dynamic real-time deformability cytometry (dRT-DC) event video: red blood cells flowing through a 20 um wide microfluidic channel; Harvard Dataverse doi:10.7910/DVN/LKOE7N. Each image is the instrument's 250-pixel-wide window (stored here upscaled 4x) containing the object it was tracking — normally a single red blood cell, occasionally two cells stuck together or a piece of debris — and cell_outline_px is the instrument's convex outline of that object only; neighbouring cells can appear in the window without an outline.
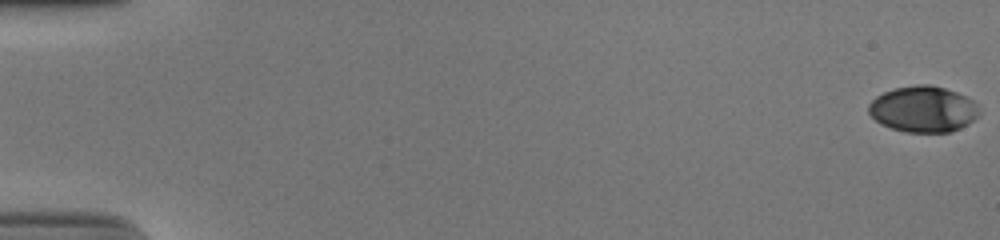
{"species": "human", "species_latin": "Homo sapiens", "temperature_condition": "cold", "stored_images_in_passage": 54, "camera_frame_rate_fps": 3000, "um_per_image_px": 0.085, "donor": {"sex": "male"}, "frame": {"image": 1, "passage_image": 1, "time_ms": 0.0, "image_size_px": [1000, 240], "cell_outline_px": [[980, 116], [968, 124], [952, 132], [908, 132], [892, 128], [880, 124], [868, 112], [868, 104], [876, 96], [884, 92], [896, 88], [916, 84], [932, 84], [956, 92], [972, 100], [976, 104], [980, 112]], "centroid_in_image_um": [78.48, 9.28], "position_along_channel_um": 6.5, "area_um2": 29.77}}
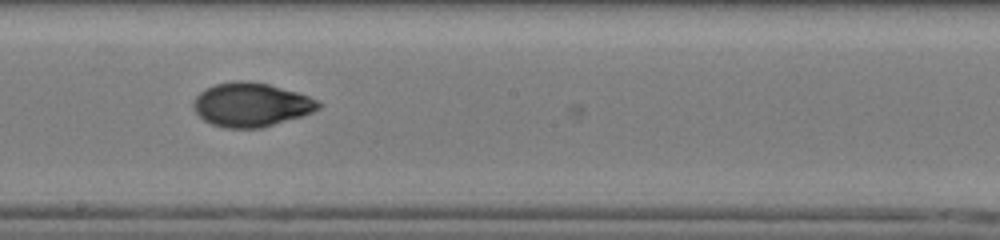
{"frame": {"image": 2, "passage_image": 32, "time_ms": 10.333, "image_size_px": [1000, 240], "cell_outline_px": [[324, 104], [320, 108], [304, 116], [260, 128], [224, 128], [212, 124], [204, 120], [192, 108], [192, 104], [196, 96], [204, 88], [216, 84], [236, 80], [248, 80], [268, 84], [296, 92], [320, 100]], "centroid_in_image_um": [21.36, 8.9], "position_along_channel_um": 226.8, "area_um2": 32.25}}
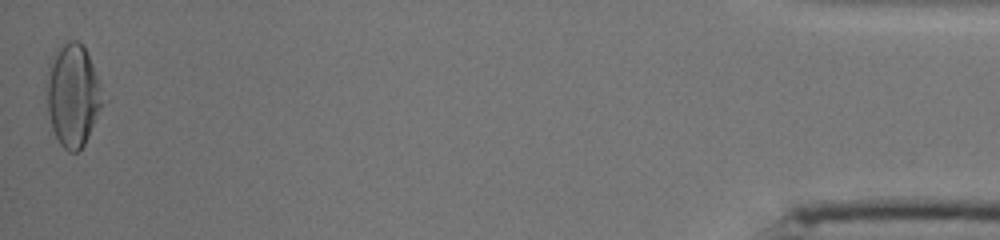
{"frame": {"image": 3, "passage_image": 54, "time_ms": 17.667, "image_size_px": [1000, 240], "cell_outline_px": [[100, 108], [84, 144], [76, 152], [68, 152], [60, 144], [52, 128], [48, 112], [48, 72], [60, 48], [68, 40], [76, 40], [84, 44], [96, 76], [100, 100]], "centroid_in_image_um": [6.17, 8.13], "position_along_channel_um": 429.0, "area_um2": 31.56}, "authors_computed_cell_mechanics": {"area_um2": 30.634, "velocity_mm_per_s": 3.9162, "shape_relaxation_time_tau1_ms": 6.6691, "shape_relaxation_time_tau2_ms": 2.1666, "deformation_change_tau1": 0.2175, "deformation_change_tau2": 0.0452}}